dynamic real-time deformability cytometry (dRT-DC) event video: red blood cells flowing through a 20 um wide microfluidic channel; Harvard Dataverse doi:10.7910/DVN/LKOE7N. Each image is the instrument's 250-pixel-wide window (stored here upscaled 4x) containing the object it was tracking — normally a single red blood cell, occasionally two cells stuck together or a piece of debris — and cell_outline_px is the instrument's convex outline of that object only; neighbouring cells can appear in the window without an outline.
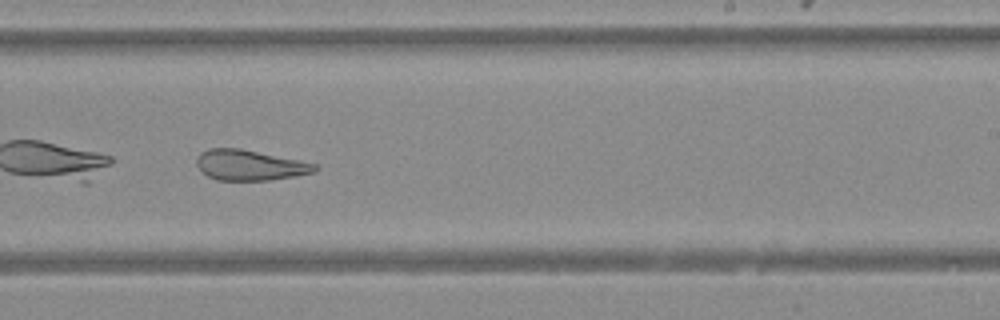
{"species": "Egyptian fruit bat (a non-hibernating species)", "species_latin": "Rousettus aegyptiacus", "temperature_condition": "warm", "stored_images_in_passage": 30, "camera_frame_rate_fps": 3000, "um_per_image_px": 0.085, "animal": {"sex": "female"}, "frame": {"image": 1, "passage_image": 16, "time_ms": 5.0, "image_size_px": [1000, 320], "cell_outline_px": [[320, 168], [316, 172], [296, 176], [272, 180], [216, 180], [208, 176], [196, 164], [196, 160], [200, 152], [208, 148], [240, 148], [300, 160], [316, 164]], "centroid_in_image_um": [21.27, 14.04], "position_along_channel_um": 267.7, "area_um2": 21.1}}